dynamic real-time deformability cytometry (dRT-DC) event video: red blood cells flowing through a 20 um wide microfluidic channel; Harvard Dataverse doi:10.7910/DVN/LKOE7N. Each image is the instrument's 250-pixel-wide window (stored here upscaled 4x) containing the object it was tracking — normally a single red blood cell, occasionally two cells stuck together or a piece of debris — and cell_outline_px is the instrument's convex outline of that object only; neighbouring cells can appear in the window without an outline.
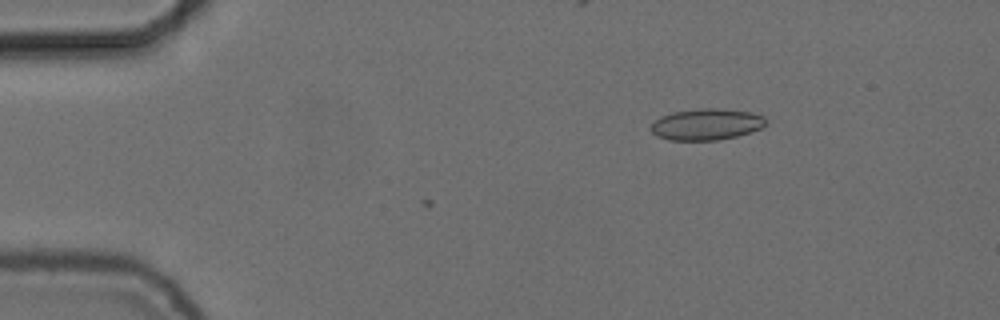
{"species": "common noctule bat (a hibernating species)", "species_latin": "Nyctalus noctula", "temperature_condition": "cold", "stored_images_in_passage": 3, "camera_frame_rate_fps": 3000, "um_per_image_px": 0.085, "animal": {"sex": "female", "body_mass_g": 24.6, "forearm_length_mm": 56.2}, "frame": {"image": 1, "passage_image": 3, "time_ms": 0.667, "image_size_px": [1000, 320], "cell_outline_px": [[768, 120], [760, 128], [736, 136], [716, 140], [668, 140], [656, 136], [652, 132], [652, 124], [660, 116], [672, 112], [700, 108], [712, 108], [752, 112], [764, 116]], "centroid_in_image_um": [60.03, 10.56], "position_along_channel_um": 25.0, "area_um2": 20.87}}